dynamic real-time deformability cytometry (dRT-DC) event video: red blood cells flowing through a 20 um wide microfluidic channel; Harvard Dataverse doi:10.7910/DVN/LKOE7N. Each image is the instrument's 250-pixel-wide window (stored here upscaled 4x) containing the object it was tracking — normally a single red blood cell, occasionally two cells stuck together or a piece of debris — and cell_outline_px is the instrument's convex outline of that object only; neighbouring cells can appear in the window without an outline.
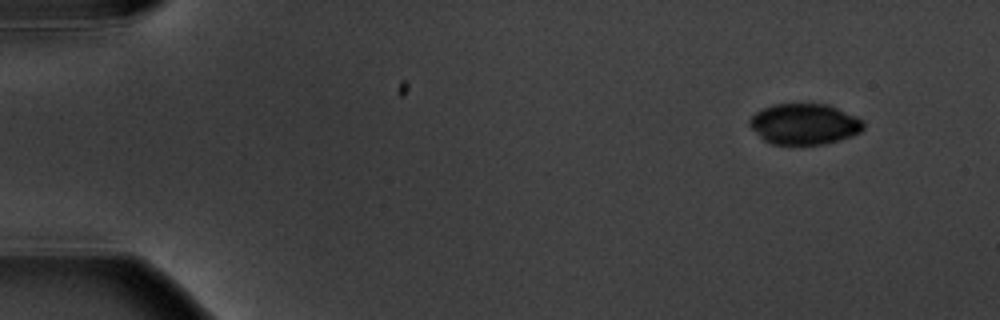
{"species": "common noctule bat (a hibernating species)", "species_latin": "Nyctalus noctula", "temperature_condition": "warm", "stored_images_in_passage": 9, "camera_frame_rate_fps": 3000, "um_per_image_px": 0.085, "animal": {"sex": "male", "body_mass_g": 20.1, "forearm_length_mm": 53.5}, "frame": {"image": 1, "passage_image": 1, "time_ms": 0.0, "image_size_px": [1000, 320], "cell_outline_px": [[864, 128], [860, 132], [852, 136], [840, 140], [824, 144], [772, 144], [764, 140], [748, 124], [748, 120], [756, 112], [772, 104], [828, 104], [856, 116], [864, 120]], "centroid_in_image_um": [68.39, 10.54], "position_along_channel_um": 16.6, "area_um2": 27.11}}